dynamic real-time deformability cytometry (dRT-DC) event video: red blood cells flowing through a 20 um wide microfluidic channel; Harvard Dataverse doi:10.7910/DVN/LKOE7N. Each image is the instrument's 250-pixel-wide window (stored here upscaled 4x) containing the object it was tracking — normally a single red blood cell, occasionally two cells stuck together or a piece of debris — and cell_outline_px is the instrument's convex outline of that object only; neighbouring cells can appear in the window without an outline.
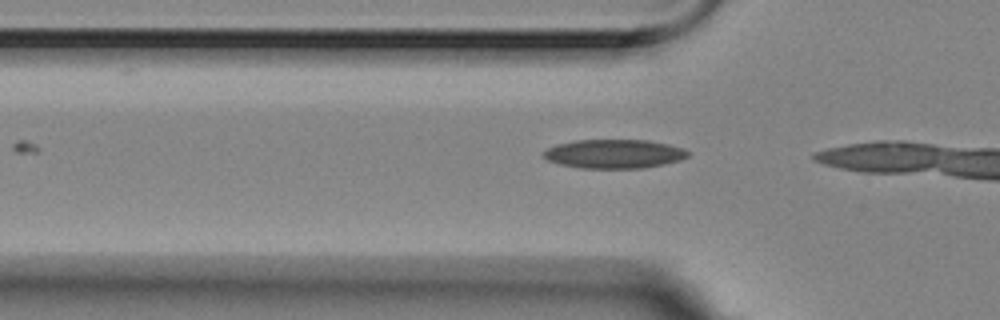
{"species": "Egyptian fruit bat (a non-hibernating species)", "species_latin": "Rousettus aegyptiacus", "temperature_condition": "room temperature", "stored_images_in_passage": 5, "camera_frame_rate_fps": 3000, "um_per_image_px": 0.085, "animal": {"sex": "female"}, "frame": {"image": 1, "passage_image": 2, "time_ms": 0.333, "image_size_px": [1000, 320], "cell_outline_px": [[688, 156], [680, 160], [664, 164], [644, 168], [580, 168], [560, 164], [548, 160], [540, 156], [540, 152], [556, 144], [576, 140], [648, 140], [668, 144], [684, 148], [688, 152]], "centroid_in_image_um": [52.16, 13.07], "position_along_channel_um": 73.6, "area_um2": 24.51}}